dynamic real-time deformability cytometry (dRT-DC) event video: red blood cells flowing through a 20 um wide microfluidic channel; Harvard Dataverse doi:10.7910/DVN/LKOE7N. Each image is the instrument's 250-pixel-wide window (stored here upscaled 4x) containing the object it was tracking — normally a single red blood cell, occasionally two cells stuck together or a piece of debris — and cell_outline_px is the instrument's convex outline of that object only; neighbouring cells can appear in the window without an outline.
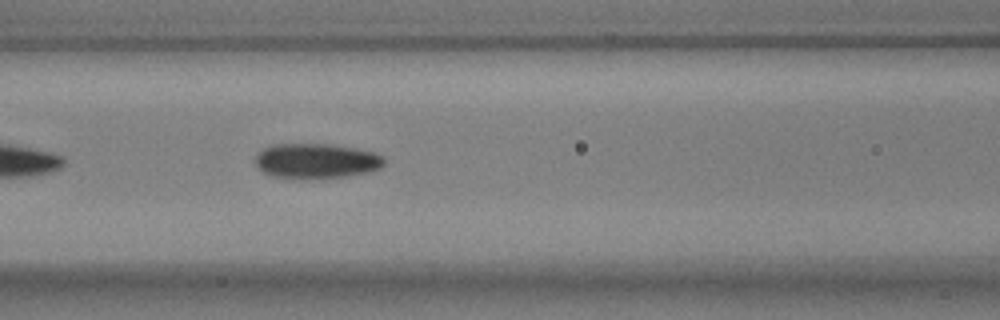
{"species": "common noctule bat (a hibernating species)", "species_latin": "Nyctalus noctula", "temperature_condition": "warm", "stored_images_in_passage": 17, "camera_frame_rate_fps": 3000, "um_per_image_px": 0.085, "animal": {"sex": "male", "body_mass_g": 17.9, "forearm_length_mm": 54.2}, "frame": {"image": 1, "passage_image": 8, "time_ms": 2.333, "image_size_px": [1000, 320], "cell_outline_px": [[384, 164], [380, 168], [368, 172], [348, 176], [272, 176], [264, 172], [256, 164], [256, 156], [264, 148], [272, 144], [332, 144], [356, 148], [376, 152], [384, 156]], "centroid_in_image_um": [26.95, 13.63], "position_along_channel_um": 139.7, "area_um2": 25.55}}
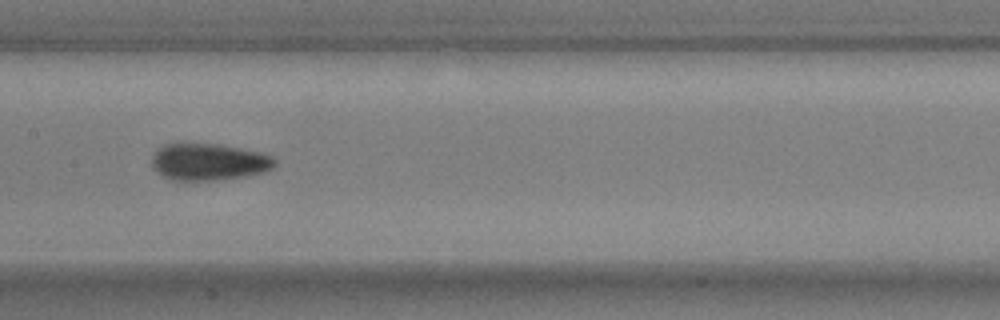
{"frame": {"image": 2, "passage_image": 12, "time_ms": 3.667, "image_size_px": [1000, 320], "cell_outline_px": [[276, 164], [272, 168], [264, 172], [248, 176], [224, 180], [172, 180], [160, 176], [152, 168], [152, 156], [156, 148], [164, 144], [180, 140], [220, 144], [260, 152], [272, 156], [276, 160]], "centroid_in_image_um": [17.68, 13.73], "position_along_channel_um": 189.7, "area_um2": 27.63}}